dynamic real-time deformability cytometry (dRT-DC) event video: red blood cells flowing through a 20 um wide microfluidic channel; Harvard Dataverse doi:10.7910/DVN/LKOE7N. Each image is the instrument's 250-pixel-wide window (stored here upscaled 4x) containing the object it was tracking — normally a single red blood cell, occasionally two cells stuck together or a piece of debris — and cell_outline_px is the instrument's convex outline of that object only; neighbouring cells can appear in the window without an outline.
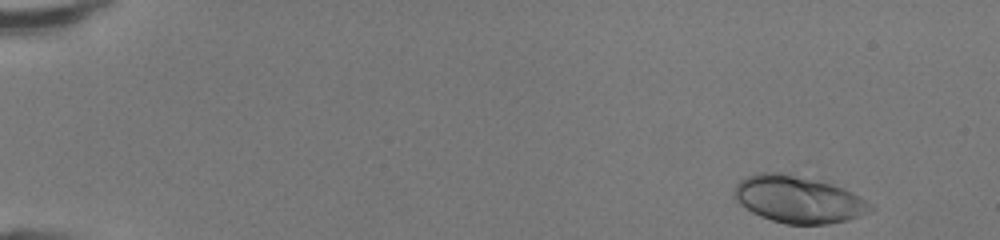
{"species": "human", "species_latin": "Homo sapiens", "temperature_condition": "room temperature", "stored_images_in_passage": 45, "camera_frame_rate_fps": 3000, "um_per_image_px": 0.085, "donor": {"sex": "female"}, "frame": {"image": 1, "passage_image": 1, "time_ms": 0.0, "image_size_px": [1000, 240], "cell_outline_px": [[876, 208], [860, 216], [848, 220], [828, 224], [788, 224], [772, 220], [760, 216], [752, 212], [740, 204], [736, 200], [736, 184], [740, 180], [748, 176], [760, 172], [792, 172], [832, 184], [844, 188], [852, 192], [872, 204]], "centroid_in_image_um": [67.89, 16.93], "position_along_channel_um": 17.1, "area_um2": 37.51}}
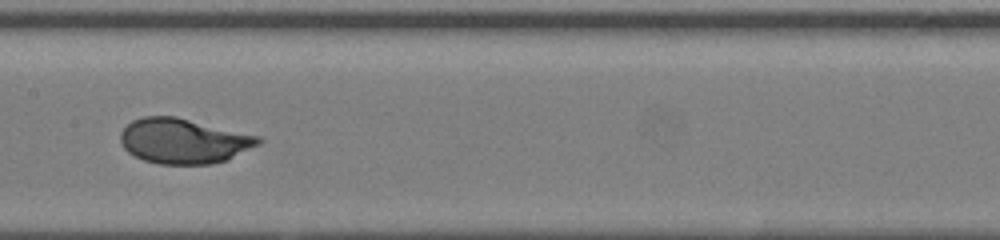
{"frame": {"image": 2, "passage_image": 23, "time_ms": 7.333, "image_size_px": [1000, 240], "cell_outline_px": [[264, 140], [260, 144], [228, 160], [212, 164], [160, 164], [144, 160], [128, 152], [124, 148], [120, 140], [120, 132], [132, 120], [144, 116], [176, 116], [260, 136]], "centroid_in_image_um": [15.63, 11.98], "position_along_channel_um": 191.8, "area_um2": 36.41}}
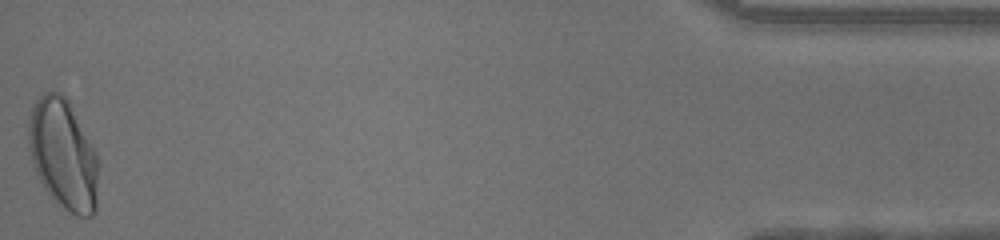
{"frame": {"image": 3, "passage_image": 45, "time_ms": 14.667, "image_size_px": [1000, 240], "cell_outline_px": [[100, 164], [96, 212], [92, 216], [76, 216], [56, 204], [44, 188], [32, 164], [28, 148], [28, 120], [32, 104], [44, 92], [60, 92], [68, 100], [100, 160]], "centroid_in_image_um": [5.38, 13.16], "position_along_channel_um": 429.8, "area_um2": 45.72}, "authors_computed_cell_mechanics": {"area_um2": 35.7204, "velocity_mm_per_s": 4.3336, "shape_relaxation_time_tau1_ms": 3.6085, "shape_relaxation_time_tau2_ms": null, "deformation_change_tau1": 0.1935, "deformation_change_tau2": null}}